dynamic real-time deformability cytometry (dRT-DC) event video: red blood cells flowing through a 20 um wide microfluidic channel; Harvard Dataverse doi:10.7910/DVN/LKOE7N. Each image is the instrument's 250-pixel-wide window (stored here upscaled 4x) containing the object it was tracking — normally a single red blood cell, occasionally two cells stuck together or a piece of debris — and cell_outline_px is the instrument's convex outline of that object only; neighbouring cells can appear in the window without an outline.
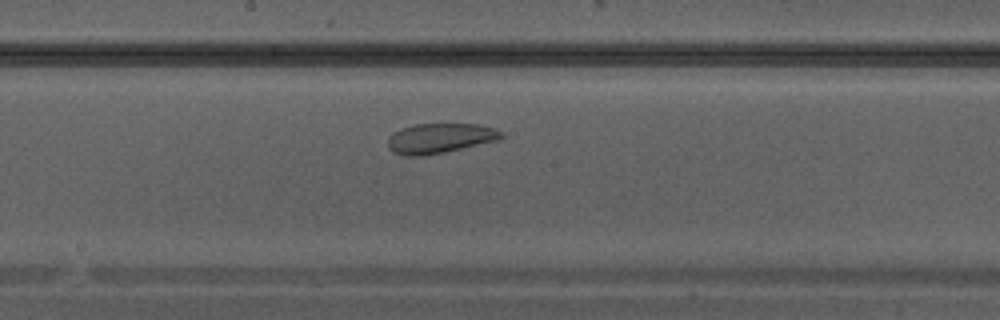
{"species": "Egyptian fruit bat (a non-hibernating species)", "species_latin": "Rousettus aegyptiacus", "temperature_condition": "warm", "stored_images_in_passage": 31, "camera_frame_rate_fps": 3000, "um_per_image_px": 0.085, "animal": {"sex": "male"}, "frame": {"image": 1, "passage_image": 14, "time_ms": 4.333, "image_size_px": [1000, 320], "cell_outline_px": [[504, 136], [500, 140], [444, 152], [424, 156], [404, 156], [392, 152], [388, 148], [388, 136], [392, 132], [400, 128], [416, 124], [480, 124], [496, 128], [504, 132]], "centroid_in_image_um": [37.4, 11.75], "position_along_channel_um": 210.8, "area_um2": 20.17}}